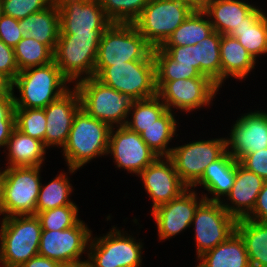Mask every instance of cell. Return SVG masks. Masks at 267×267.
Listing matches in <instances>:
<instances>
[{
	"instance_id": "46",
	"label": "cell",
	"mask_w": 267,
	"mask_h": 267,
	"mask_svg": "<svg viewBox=\"0 0 267 267\" xmlns=\"http://www.w3.org/2000/svg\"><path fill=\"white\" fill-rule=\"evenodd\" d=\"M0 121H15L13 92L0 96Z\"/></svg>"
},
{
	"instance_id": "16",
	"label": "cell",
	"mask_w": 267,
	"mask_h": 267,
	"mask_svg": "<svg viewBox=\"0 0 267 267\" xmlns=\"http://www.w3.org/2000/svg\"><path fill=\"white\" fill-rule=\"evenodd\" d=\"M60 17V34L105 31L112 22L99 0H55Z\"/></svg>"
},
{
	"instance_id": "32",
	"label": "cell",
	"mask_w": 267,
	"mask_h": 267,
	"mask_svg": "<svg viewBox=\"0 0 267 267\" xmlns=\"http://www.w3.org/2000/svg\"><path fill=\"white\" fill-rule=\"evenodd\" d=\"M256 60L258 55L267 54V14L263 13L254 24H242L230 34Z\"/></svg>"
},
{
	"instance_id": "43",
	"label": "cell",
	"mask_w": 267,
	"mask_h": 267,
	"mask_svg": "<svg viewBox=\"0 0 267 267\" xmlns=\"http://www.w3.org/2000/svg\"><path fill=\"white\" fill-rule=\"evenodd\" d=\"M238 162L247 170L267 181V148L245 154Z\"/></svg>"
},
{
	"instance_id": "3",
	"label": "cell",
	"mask_w": 267,
	"mask_h": 267,
	"mask_svg": "<svg viewBox=\"0 0 267 267\" xmlns=\"http://www.w3.org/2000/svg\"><path fill=\"white\" fill-rule=\"evenodd\" d=\"M42 227L36 215L2 218L0 226V265L21 267L38 255Z\"/></svg>"
},
{
	"instance_id": "15",
	"label": "cell",
	"mask_w": 267,
	"mask_h": 267,
	"mask_svg": "<svg viewBox=\"0 0 267 267\" xmlns=\"http://www.w3.org/2000/svg\"><path fill=\"white\" fill-rule=\"evenodd\" d=\"M109 154L118 168L137 176L158 157L140 134L126 126L111 128L107 156Z\"/></svg>"
},
{
	"instance_id": "45",
	"label": "cell",
	"mask_w": 267,
	"mask_h": 267,
	"mask_svg": "<svg viewBox=\"0 0 267 267\" xmlns=\"http://www.w3.org/2000/svg\"><path fill=\"white\" fill-rule=\"evenodd\" d=\"M246 218L267 224V181L258 194L253 211Z\"/></svg>"
},
{
	"instance_id": "19",
	"label": "cell",
	"mask_w": 267,
	"mask_h": 267,
	"mask_svg": "<svg viewBox=\"0 0 267 267\" xmlns=\"http://www.w3.org/2000/svg\"><path fill=\"white\" fill-rule=\"evenodd\" d=\"M226 138L227 152L236 161L245 154L255 153L267 148V113L254 111L242 114Z\"/></svg>"
},
{
	"instance_id": "10",
	"label": "cell",
	"mask_w": 267,
	"mask_h": 267,
	"mask_svg": "<svg viewBox=\"0 0 267 267\" xmlns=\"http://www.w3.org/2000/svg\"><path fill=\"white\" fill-rule=\"evenodd\" d=\"M124 233L114 225L103 237L91 236L87 257L94 267L142 266V242Z\"/></svg>"
},
{
	"instance_id": "41",
	"label": "cell",
	"mask_w": 267,
	"mask_h": 267,
	"mask_svg": "<svg viewBox=\"0 0 267 267\" xmlns=\"http://www.w3.org/2000/svg\"><path fill=\"white\" fill-rule=\"evenodd\" d=\"M160 48L177 62V66L195 67L200 71L198 44L187 46H160Z\"/></svg>"
},
{
	"instance_id": "23",
	"label": "cell",
	"mask_w": 267,
	"mask_h": 267,
	"mask_svg": "<svg viewBox=\"0 0 267 267\" xmlns=\"http://www.w3.org/2000/svg\"><path fill=\"white\" fill-rule=\"evenodd\" d=\"M236 177V160L227 151L217 160L210 163L203 176L191 187L203 186L205 190L211 193L209 198L204 194L205 200L221 202V196L230 192L234 185Z\"/></svg>"
},
{
	"instance_id": "30",
	"label": "cell",
	"mask_w": 267,
	"mask_h": 267,
	"mask_svg": "<svg viewBox=\"0 0 267 267\" xmlns=\"http://www.w3.org/2000/svg\"><path fill=\"white\" fill-rule=\"evenodd\" d=\"M175 113L167 110L158 120L140 134L144 142L158 157H169L172 149L169 142L176 136Z\"/></svg>"
},
{
	"instance_id": "25",
	"label": "cell",
	"mask_w": 267,
	"mask_h": 267,
	"mask_svg": "<svg viewBox=\"0 0 267 267\" xmlns=\"http://www.w3.org/2000/svg\"><path fill=\"white\" fill-rule=\"evenodd\" d=\"M221 88L226 78L242 80L254 69L256 61L252 55L231 35H221ZM246 76V77H245Z\"/></svg>"
},
{
	"instance_id": "39",
	"label": "cell",
	"mask_w": 267,
	"mask_h": 267,
	"mask_svg": "<svg viewBox=\"0 0 267 267\" xmlns=\"http://www.w3.org/2000/svg\"><path fill=\"white\" fill-rule=\"evenodd\" d=\"M78 209L76 204H71L35 213V215L40 221L42 230H65L75 226L81 220L78 218Z\"/></svg>"
},
{
	"instance_id": "11",
	"label": "cell",
	"mask_w": 267,
	"mask_h": 267,
	"mask_svg": "<svg viewBox=\"0 0 267 267\" xmlns=\"http://www.w3.org/2000/svg\"><path fill=\"white\" fill-rule=\"evenodd\" d=\"M237 221L221 202L204 199L196 208L192 220L197 259L226 241L236 231Z\"/></svg>"
},
{
	"instance_id": "5",
	"label": "cell",
	"mask_w": 267,
	"mask_h": 267,
	"mask_svg": "<svg viewBox=\"0 0 267 267\" xmlns=\"http://www.w3.org/2000/svg\"><path fill=\"white\" fill-rule=\"evenodd\" d=\"M103 33L104 31H91L59 35L53 53L54 62L70 82L76 84L82 79L94 77L98 47Z\"/></svg>"
},
{
	"instance_id": "49",
	"label": "cell",
	"mask_w": 267,
	"mask_h": 267,
	"mask_svg": "<svg viewBox=\"0 0 267 267\" xmlns=\"http://www.w3.org/2000/svg\"><path fill=\"white\" fill-rule=\"evenodd\" d=\"M12 92V81L0 71V96H4Z\"/></svg>"
},
{
	"instance_id": "4",
	"label": "cell",
	"mask_w": 267,
	"mask_h": 267,
	"mask_svg": "<svg viewBox=\"0 0 267 267\" xmlns=\"http://www.w3.org/2000/svg\"><path fill=\"white\" fill-rule=\"evenodd\" d=\"M41 167H6L0 180V215H35Z\"/></svg>"
},
{
	"instance_id": "31",
	"label": "cell",
	"mask_w": 267,
	"mask_h": 267,
	"mask_svg": "<svg viewBox=\"0 0 267 267\" xmlns=\"http://www.w3.org/2000/svg\"><path fill=\"white\" fill-rule=\"evenodd\" d=\"M66 173L60 172L55 179L53 178L45 186L41 183L36 204V213L75 204V202L70 200L69 195H71L73 188L72 184H70V178H68Z\"/></svg>"
},
{
	"instance_id": "26",
	"label": "cell",
	"mask_w": 267,
	"mask_h": 267,
	"mask_svg": "<svg viewBox=\"0 0 267 267\" xmlns=\"http://www.w3.org/2000/svg\"><path fill=\"white\" fill-rule=\"evenodd\" d=\"M6 146L7 167H42L47 149L42 141L24 134L15 127Z\"/></svg>"
},
{
	"instance_id": "6",
	"label": "cell",
	"mask_w": 267,
	"mask_h": 267,
	"mask_svg": "<svg viewBox=\"0 0 267 267\" xmlns=\"http://www.w3.org/2000/svg\"><path fill=\"white\" fill-rule=\"evenodd\" d=\"M153 47L133 23H112L102 34L95 67L137 60H154Z\"/></svg>"
},
{
	"instance_id": "2",
	"label": "cell",
	"mask_w": 267,
	"mask_h": 267,
	"mask_svg": "<svg viewBox=\"0 0 267 267\" xmlns=\"http://www.w3.org/2000/svg\"><path fill=\"white\" fill-rule=\"evenodd\" d=\"M71 83L57 67L54 60L48 64L19 71L12 81V91L19 90L14 97L15 108H45L64 95Z\"/></svg>"
},
{
	"instance_id": "44",
	"label": "cell",
	"mask_w": 267,
	"mask_h": 267,
	"mask_svg": "<svg viewBox=\"0 0 267 267\" xmlns=\"http://www.w3.org/2000/svg\"><path fill=\"white\" fill-rule=\"evenodd\" d=\"M0 71L13 81L19 73L15 60L14 48L0 39Z\"/></svg>"
},
{
	"instance_id": "38",
	"label": "cell",
	"mask_w": 267,
	"mask_h": 267,
	"mask_svg": "<svg viewBox=\"0 0 267 267\" xmlns=\"http://www.w3.org/2000/svg\"><path fill=\"white\" fill-rule=\"evenodd\" d=\"M46 116L44 108H15V127L38 139L45 146Z\"/></svg>"
},
{
	"instance_id": "8",
	"label": "cell",
	"mask_w": 267,
	"mask_h": 267,
	"mask_svg": "<svg viewBox=\"0 0 267 267\" xmlns=\"http://www.w3.org/2000/svg\"><path fill=\"white\" fill-rule=\"evenodd\" d=\"M74 87L79 91L81 107L91 117L111 127L125 126L134 102L130 96L104 85L95 77L82 79Z\"/></svg>"
},
{
	"instance_id": "52",
	"label": "cell",
	"mask_w": 267,
	"mask_h": 267,
	"mask_svg": "<svg viewBox=\"0 0 267 267\" xmlns=\"http://www.w3.org/2000/svg\"><path fill=\"white\" fill-rule=\"evenodd\" d=\"M3 14H4L3 13V2L2 0H0V18L2 17Z\"/></svg>"
},
{
	"instance_id": "50",
	"label": "cell",
	"mask_w": 267,
	"mask_h": 267,
	"mask_svg": "<svg viewBox=\"0 0 267 267\" xmlns=\"http://www.w3.org/2000/svg\"><path fill=\"white\" fill-rule=\"evenodd\" d=\"M188 5L193 11H204L210 0H178Z\"/></svg>"
},
{
	"instance_id": "22",
	"label": "cell",
	"mask_w": 267,
	"mask_h": 267,
	"mask_svg": "<svg viewBox=\"0 0 267 267\" xmlns=\"http://www.w3.org/2000/svg\"><path fill=\"white\" fill-rule=\"evenodd\" d=\"M265 180L254 172L247 170L238 161H236V177L234 185L230 192L226 195L227 201L222 206L226 211L237 220L246 218L256 204L257 197Z\"/></svg>"
},
{
	"instance_id": "40",
	"label": "cell",
	"mask_w": 267,
	"mask_h": 267,
	"mask_svg": "<svg viewBox=\"0 0 267 267\" xmlns=\"http://www.w3.org/2000/svg\"><path fill=\"white\" fill-rule=\"evenodd\" d=\"M55 0H2L4 15L23 19L28 15L44 10Z\"/></svg>"
},
{
	"instance_id": "13",
	"label": "cell",
	"mask_w": 267,
	"mask_h": 267,
	"mask_svg": "<svg viewBox=\"0 0 267 267\" xmlns=\"http://www.w3.org/2000/svg\"><path fill=\"white\" fill-rule=\"evenodd\" d=\"M169 156L180 179L191 188L202 176L206 167L226 151V138L197 140L172 147Z\"/></svg>"
},
{
	"instance_id": "36",
	"label": "cell",
	"mask_w": 267,
	"mask_h": 267,
	"mask_svg": "<svg viewBox=\"0 0 267 267\" xmlns=\"http://www.w3.org/2000/svg\"><path fill=\"white\" fill-rule=\"evenodd\" d=\"M152 54L155 61L156 81L208 78L207 76L202 75L195 67L177 66V62L160 47L153 48Z\"/></svg>"
},
{
	"instance_id": "28",
	"label": "cell",
	"mask_w": 267,
	"mask_h": 267,
	"mask_svg": "<svg viewBox=\"0 0 267 267\" xmlns=\"http://www.w3.org/2000/svg\"><path fill=\"white\" fill-rule=\"evenodd\" d=\"M236 231L243 238L251 267H267V224L242 218Z\"/></svg>"
},
{
	"instance_id": "53",
	"label": "cell",
	"mask_w": 267,
	"mask_h": 267,
	"mask_svg": "<svg viewBox=\"0 0 267 267\" xmlns=\"http://www.w3.org/2000/svg\"><path fill=\"white\" fill-rule=\"evenodd\" d=\"M2 169H0V180H1V175H2V171H1Z\"/></svg>"
},
{
	"instance_id": "24",
	"label": "cell",
	"mask_w": 267,
	"mask_h": 267,
	"mask_svg": "<svg viewBox=\"0 0 267 267\" xmlns=\"http://www.w3.org/2000/svg\"><path fill=\"white\" fill-rule=\"evenodd\" d=\"M19 27L25 36L45 44L54 53L60 35V17L56 2L44 10L19 19Z\"/></svg>"
},
{
	"instance_id": "29",
	"label": "cell",
	"mask_w": 267,
	"mask_h": 267,
	"mask_svg": "<svg viewBox=\"0 0 267 267\" xmlns=\"http://www.w3.org/2000/svg\"><path fill=\"white\" fill-rule=\"evenodd\" d=\"M206 16L204 11H193L161 46H187L200 43L214 32L210 19Z\"/></svg>"
},
{
	"instance_id": "27",
	"label": "cell",
	"mask_w": 267,
	"mask_h": 267,
	"mask_svg": "<svg viewBox=\"0 0 267 267\" xmlns=\"http://www.w3.org/2000/svg\"><path fill=\"white\" fill-rule=\"evenodd\" d=\"M197 260L196 267H251L245 242L237 231Z\"/></svg>"
},
{
	"instance_id": "1",
	"label": "cell",
	"mask_w": 267,
	"mask_h": 267,
	"mask_svg": "<svg viewBox=\"0 0 267 267\" xmlns=\"http://www.w3.org/2000/svg\"><path fill=\"white\" fill-rule=\"evenodd\" d=\"M111 128L107 123L91 117L83 108L76 113L62 149L68 173H75L92 159L107 155Z\"/></svg>"
},
{
	"instance_id": "7",
	"label": "cell",
	"mask_w": 267,
	"mask_h": 267,
	"mask_svg": "<svg viewBox=\"0 0 267 267\" xmlns=\"http://www.w3.org/2000/svg\"><path fill=\"white\" fill-rule=\"evenodd\" d=\"M94 77L133 100H144L157 95L154 60H137L108 67H95Z\"/></svg>"
},
{
	"instance_id": "34",
	"label": "cell",
	"mask_w": 267,
	"mask_h": 267,
	"mask_svg": "<svg viewBox=\"0 0 267 267\" xmlns=\"http://www.w3.org/2000/svg\"><path fill=\"white\" fill-rule=\"evenodd\" d=\"M221 34L214 31L207 38L198 43V62L200 72L221 87Z\"/></svg>"
},
{
	"instance_id": "21",
	"label": "cell",
	"mask_w": 267,
	"mask_h": 267,
	"mask_svg": "<svg viewBox=\"0 0 267 267\" xmlns=\"http://www.w3.org/2000/svg\"><path fill=\"white\" fill-rule=\"evenodd\" d=\"M204 12L214 31L230 35L242 24H254L265 11L243 0H210Z\"/></svg>"
},
{
	"instance_id": "14",
	"label": "cell",
	"mask_w": 267,
	"mask_h": 267,
	"mask_svg": "<svg viewBox=\"0 0 267 267\" xmlns=\"http://www.w3.org/2000/svg\"><path fill=\"white\" fill-rule=\"evenodd\" d=\"M80 220L75 226L65 230H42L38 255L58 261L63 266L81 261L86 251L92 231Z\"/></svg>"
},
{
	"instance_id": "9",
	"label": "cell",
	"mask_w": 267,
	"mask_h": 267,
	"mask_svg": "<svg viewBox=\"0 0 267 267\" xmlns=\"http://www.w3.org/2000/svg\"><path fill=\"white\" fill-rule=\"evenodd\" d=\"M193 10L178 0H150L133 22L153 47H160Z\"/></svg>"
},
{
	"instance_id": "17",
	"label": "cell",
	"mask_w": 267,
	"mask_h": 267,
	"mask_svg": "<svg viewBox=\"0 0 267 267\" xmlns=\"http://www.w3.org/2000/svg\"><path fill=\"white\" fill-rule=\"evenodd\" d=\"M138 176L153 201L151 211L179 197L189 188L180 179L170 157H157Z\"/></svg>"
},
{
	"instance_id": "37",
	"label": "cell",
	"mask_w": 267,
	"mask_h": 267,
	"mask_svg": "<svg viewBox=\"0 0 267 267\" xmlns=\"http://www.w3.org/2000/svg\"><path fill=\"white\" fill-rule=\"evenodd\" d=\"M150 0H99L112 23H133Z\"/></svg>"
},
{
	"instance_id": "47",
	"label": "cell",
	"mask_w": 267,
	"mask_h": 267,
	"mask_svg": "<svg viewBox=\"0 0 267 267\" xmlns=\"http://www.w3.org/2000/svg\"><path fill=\"white\" fill-rule=\"evenodd\" d=\"M21 267H64L61 263L41 255H36L29 259Z\"/></svg>"
},
{
	"instance_id": "35",
	"label": "cell",
	"mask_w": 267,
	"mask_h": 267,
	"mask_svg": "<svg viewBox=\"0 0 267 267\" xmlns=\"http://www.w3.org/2000/svg\"><path fill=\"white\" fill-rule=\"evenodd\" d=\"M19 71L48 64L54 60L53 52L37 40L24 36L14 47Z\"/></svg>"
},
{
	"instance_id": "33",
	"label": "cell",
	"mask_w": 267,
	"mask_h": 267,
	"mask_svg": "<svg viewBox=\"0 0 267 267\" xmlns=\"http://www.w3.org/2000/svg\"><path fill=\"white\" fill-rule=\"evenodd\" d=\"M167 107L156 95L144 100H134L129 114H132L126 121L125 126L131 131L141 134L145 128L150 127L166 111Z\"/></svg>"
},
{
	"instance_id": "51",
	"label": "cell",
	"mask_w": 267,
	"mask_h": 267,
	"mask_svg": "<svg viewBox=\"0 0 267 267\" xmlns=\"http://www.w3.org/2000/svg\"><path fill=\"white\" fill-rule=\"evenodd\" d=\"M64 267H94L92 263L87 259V260H81L78 262H73L69 265H65Z\"/></svg>"
},
{
	"instance_id": "42",
	"label": "cell",
	"mask_w": 267,
	"mask_h": 267,
	"mask_svg": "<svg viewBox=\"0 0 267 267\" xmlns=\"http://www.w3.org/2000/svg\"><path fill=\"white\" fill-rule=\"evenodd\" d=\"M24 36L19 27V19L3 14L0 18V39L14 48Z\"/></svg>"
},
{
	"instance_id": "20",
	"label": "cell",
	"mask_w": 267,
	"mask_h": 267,
	"mask_svg": "<svg viewBox=\"0 0 267 267\" xmlns=\"http://www.w3.org/2000/svg\"><path fill=\"white\" fill-rule=\"evenodd\" d=\"M81 108L80 94L75 87L44 108L47 120L45 133L47 149L52 146L64 147L74 117Z\"/></svg>"
},
{
	"instance_id": "12",
	"label": "cell",
	"mask_w": 267,
	"mask_h": 267,
	"mask_svg": "<svg viewBox=\"0 0 267 267\" xmlns=\"http://www.w3.org/2000/svg\"><path fill=\"white\" fill-rule=\"evenodd\" d=\"M219 88L209 78L156 81L157 96L167 109H180L186 113L210 105Z\"/></svg>"
},
{
	"instance_id": "48",
	"label": "cell",
	"mask_w": 267,
	"mask_h": 267,
	"mask_svg": "<svg viewBox=\"0 0 267 267\" xmlns=\"http://www.w3.org/2000/svg\"><path fill=\"white\" fill-rule=\"evenodd\" d=\"M15 128V121H0V147L6 148V143Z\"/></svg>"
},
{
	"instance_id": "18",
	"label": "cell",
	"mask_w": 267,
	"mask_h": 267,
	"mask_svg": "<svg viewBox=\"0 0 267 267\" xmlns=\"http://www.w3.org/2000/svg\"><path fill=\"white\" fill-rule=\"evenodd\" d=\"M195 192L194 189L188 188L179 197L151 211L160 240L172 238L193 225L196 208L205 199L203 195L199 199Z\"/></svg>"
}]
</instances>
